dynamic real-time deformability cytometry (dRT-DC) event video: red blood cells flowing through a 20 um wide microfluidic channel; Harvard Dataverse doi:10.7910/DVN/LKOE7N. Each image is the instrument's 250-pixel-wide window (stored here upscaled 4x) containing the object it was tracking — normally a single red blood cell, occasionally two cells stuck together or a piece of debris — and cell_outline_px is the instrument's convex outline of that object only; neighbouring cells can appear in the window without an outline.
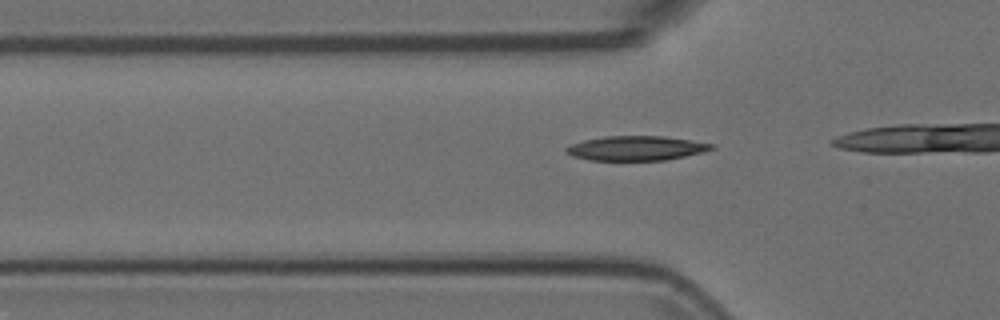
{"species": "Egyptian fruit bat (a non-hibernating species)", "species_latin": "Rousettus aegyptiacus", "temperature_condition": "room temperature", "stored_images_in_passage": 17, "camera_frame_rate_fps": 3000, "um_per_image_px": 0.085, "animal": {"sex": "female"}, "frame": {"image": 1, "passage_image": 11, "time_ms": 3.333, "image_size_px": [1000, 320], "cell_outline_px": [[716, 148], [684, 156], [664, 160], [588, 160], [572, 156], [564, 152], [564, 148], [572, 144], [584, 140], [604, 136], [664, 136], [716, 144]], "centroid_in_image_um": [54.05, 12.59], "position_along_channel_um": 71.8, "area_um2": 20.75}}
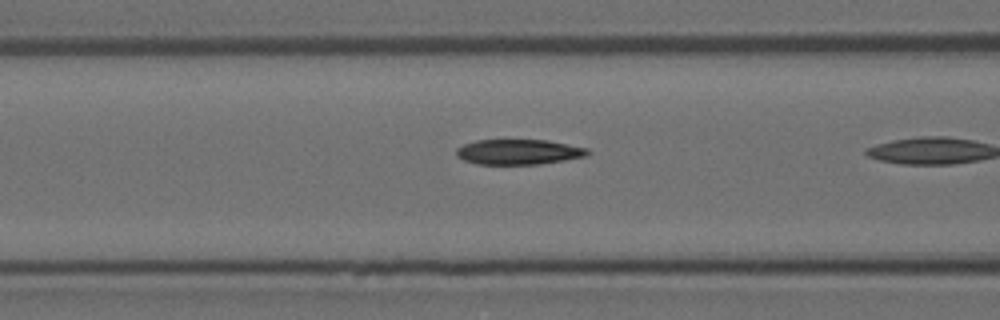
{"frame": {"image": 2, "passage_image": 15, "time_ms": 4.667, "image_size_px": [1000, 320], "cell_outline_px": [[592, 152], [584, 156], [564, 160], [540, 164], [476, 164], [464, 160], [456, 156], [456, 148], [464, 144], [476, 140], [548, 140], [588, 148]], "centroid_in_image_um": [44.07, 12.91], "position_along_channel_um": 122.5, "area_um2": 19.31}}